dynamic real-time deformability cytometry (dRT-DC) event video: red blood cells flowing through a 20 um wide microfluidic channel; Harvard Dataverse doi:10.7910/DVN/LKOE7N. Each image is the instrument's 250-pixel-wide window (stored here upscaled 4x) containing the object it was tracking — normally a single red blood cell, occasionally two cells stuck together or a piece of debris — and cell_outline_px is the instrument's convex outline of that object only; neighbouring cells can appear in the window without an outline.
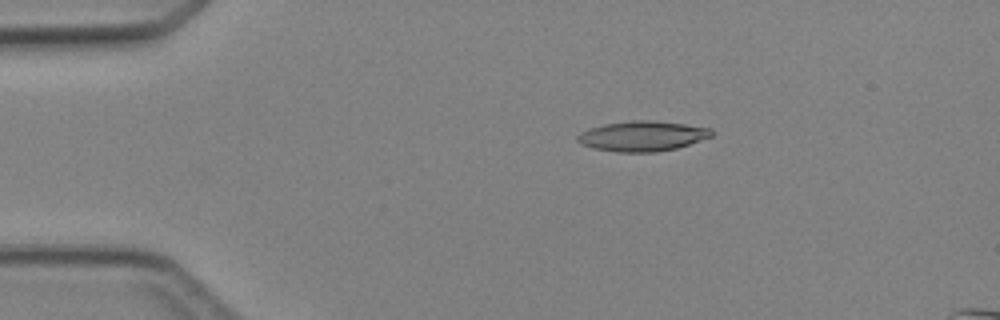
{"species": "Egyptian fruit bat (a non-hibernating species)", "species_latin": "Rousettus aegyptiacus", "temperature_condition": "cold", "stored_images_in_passage": 3, "camera_frame_rate_fps": 3000, "um_per_image_px": 0.085, "animal": {"sex": "female"}, "frame": {"image": 1, "passage_image": 1, "time_ms": 0.0, "image_size_px": [1000, 320], "cell_outline_px": [[712, 136], [676, 148], [656, 152], [616, 152], [592, 148], [580, 144], [576, 140], [576, 136], [580, 132], [588, 128], [604, 124], [632, 120], [656, 120], [712, 128]], "centroid_in_image_um": [54.55, 11.56], "position_along_channel_um": 30.5, "area_um2": 23.7}}